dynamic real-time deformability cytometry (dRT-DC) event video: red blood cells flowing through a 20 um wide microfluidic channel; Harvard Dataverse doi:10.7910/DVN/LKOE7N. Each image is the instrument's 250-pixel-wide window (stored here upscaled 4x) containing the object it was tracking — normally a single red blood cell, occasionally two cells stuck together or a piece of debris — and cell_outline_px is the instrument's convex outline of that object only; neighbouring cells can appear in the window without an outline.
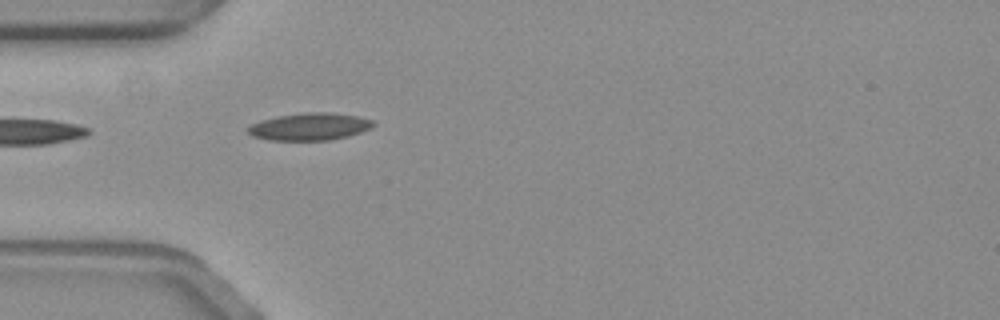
{"species": "common noctule bat (a hibernating species)", "species_latin": "Nyctalus noctula", "temperature_condition": "warm", "stored_images_in_passage": 35, "camera_frame_rate_fps": 3000, "um_per_image_px": 0.085, "animal": {"sex": "female", "body_mass_g": 19.3, "forearm_length_mm": 54.1}, "frame": {"image": 1, "passage_image": 1, "time_ms": 0.0, "image_size_px": [1000, 320], "cell_outline_px": [[376, 124], [372, 128], [348, 136], [328, 140], [268, 140], [252, 136], [248, 132], [248, 128], [252, 124], [260, 120], [276, 116], [304, 112], [332, 112], [360, 116], [372, 120]], "centroid_in_image_um": [26.34, 10.75], "position_along_channel_um": 58.7, "area_um2": 20.11}}
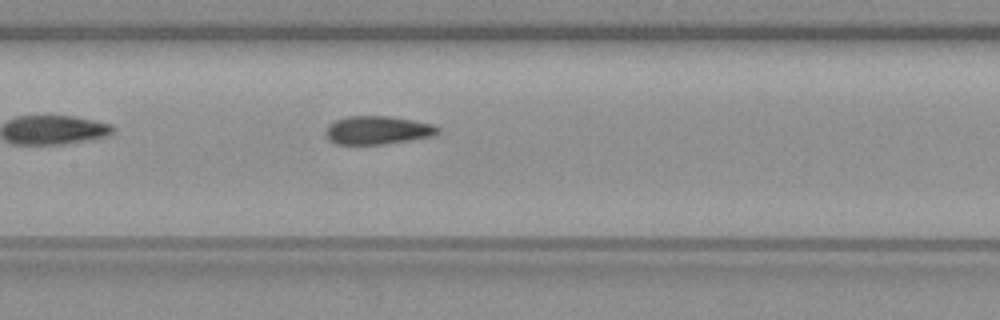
{"frame": {"image": 2, "passage_image": 11, "time_ms": 3.333, "image_size_px": [1000, 320], "cell_outline_px": [[440, 132], [436, 136], [384, 144], [336, 144], [328, 140], [324, 132], [328, 124], [336, 120], [348, 116], [388, 116], [412, 120], [432, 124], [440, 128]], "centroid_in_image_um": [32.09, 11.07], "position_along_channel_um": 175.3, "area_um2": 18.67}}